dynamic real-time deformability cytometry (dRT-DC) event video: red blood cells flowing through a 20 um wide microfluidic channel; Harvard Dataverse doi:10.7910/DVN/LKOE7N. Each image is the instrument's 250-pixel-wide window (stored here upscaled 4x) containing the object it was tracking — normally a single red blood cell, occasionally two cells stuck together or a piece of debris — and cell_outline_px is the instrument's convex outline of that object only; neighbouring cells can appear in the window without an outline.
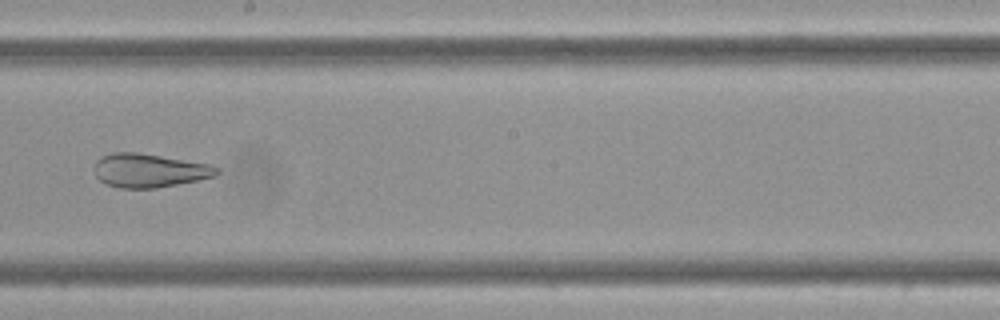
{"species": "Egyptian fruit bat (a non-hibernating species)", "species_latin": "Rousettus aegyptiacus", "temperature_condition": "cold", "stored_images_in_passage": 8, "camera_frame_rate_fps": 3000, "um_per_image_px": 0.085, "frame": {"image": 1, "passage_image": 6, "time_ms": 1.667, "image_size_px": [1000, 320], "cell_outline_px": [[220, 172], [216, 176], [200, 180], [156, 188], [120, 188], [108, 184], [100, 180], [96, 176], [96, 160], [100, 156], [112, 152], [136, 152], [208, 164], [220, 168]], "centroid_in_image_um": [12.71, 14.49], "position_along_channel_um": 235.5, "area_um2": 23.93}}